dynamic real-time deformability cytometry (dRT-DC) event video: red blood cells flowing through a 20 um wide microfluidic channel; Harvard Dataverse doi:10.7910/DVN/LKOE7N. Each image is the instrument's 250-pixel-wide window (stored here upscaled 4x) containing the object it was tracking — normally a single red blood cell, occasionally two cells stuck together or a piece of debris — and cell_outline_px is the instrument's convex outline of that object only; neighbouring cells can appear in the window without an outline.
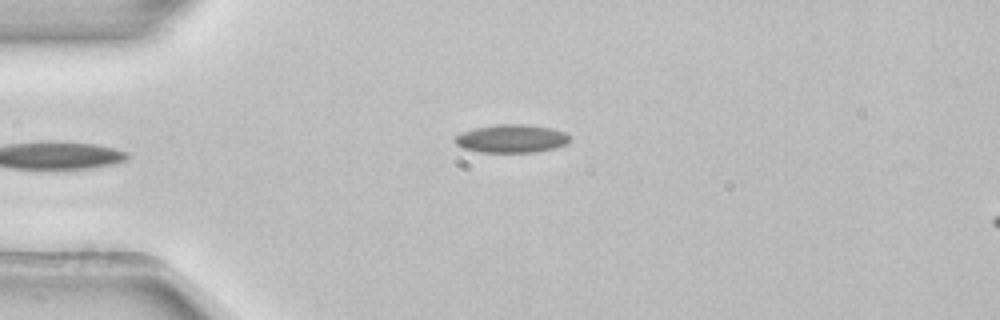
{"species": "common noctule bat (a hibernating species)", "species_latin": "Nyctalus noctula", "temperature_condition": "room temperature", "stored_images_in_passage": 4, "camera_frame_rate_fps": 3000, "um_per_image_px": 0.085, "animal": {"sex": "female", "body_mass_g": 22.7, "forearm_length_mm": 54.2}, "frame": {"image": 1, "passage_image": 4, "time_ms": 1.0, "image_size_px": [1000, 320], "cell_outline_px": [[568, 144], [556, 148], [536, 152], [480, 152], [460, 148], [452, 140], [452, 136], [460, 132], [472, 128], [496, 124], [524, 124], [548, 128], [564, 132], [568, 136]], "centroid_in_image_um": [43.37, 11.78], "position_along_channel_um": 41.6, "area_um2": 19.13}}